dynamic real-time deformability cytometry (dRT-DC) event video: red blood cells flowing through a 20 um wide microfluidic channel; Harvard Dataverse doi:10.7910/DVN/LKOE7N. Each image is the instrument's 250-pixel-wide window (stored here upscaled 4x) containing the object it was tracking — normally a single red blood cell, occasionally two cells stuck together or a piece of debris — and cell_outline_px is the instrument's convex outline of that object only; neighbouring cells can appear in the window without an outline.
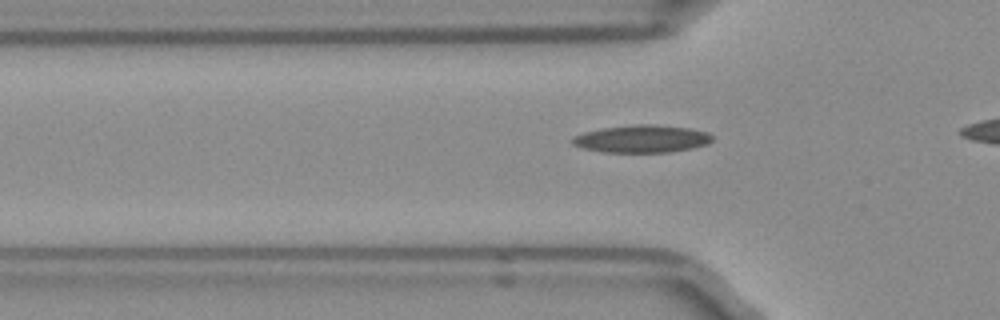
{"species": "Egyptian fruit bat (a non-hibernating species)", "species_latin": "Rousettus aegyptiacus", "temperature_condition": "room temperature", "stored_images_in_passage": 8, "camera_frame_rate_fps": 3000, "um_per_image_px": 0.085, "frame": {"image": 1, "passage_image": 2, "time_ms": 0.333, "image_size_px": [1000, 320], "cell_outline_px": [[712, 140], [708, 144], [692, 148], [668, 152], [604, 152], [584, 148], [572, 144], [572, 136], [584, 132], [604, 128], [632, 124], [656, 124], [688, 128], [708, 132], [712, 136]], "centroid_in_image_um": [54.56, 11.79], "position_along_channel_um": 71.2, "area_um2": 22.43}}